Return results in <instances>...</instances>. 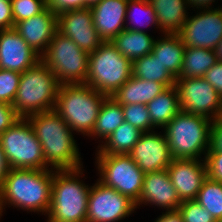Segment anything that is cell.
Listing matches in <instances>:
<instances>
[{"instance_id": "6da1fadb", "label": "cell", "mask_w": 222, "mask_h": 222, "mask_svg": "<svg viewBox=\"0 0 222 222\" xmlns=\"http://www.w3.org/2000/svg\"><path fill=\"white\" fill-rule=\"evenodd\" d=\"M53 170L10 168L0 185V216L7 205L47 216L51 206Z\"/></svg>"}, {"instance_id": "7a4b0ae2", "label": "cell", "mask_w": 222, "mask_h": 222, "mask_svg": "<svg viewBox=\"0 0 222 222\" xmlns=\"http://www.w3.org/2000/svg\"><path fill=\"white\" fill-rule=\"evenodd\" d=\"M41 143L46 165L54 170H75L83 167L74 133L54 111H45L27 117Z\"/></svg>"}, {"instance_id": "3957f363", "label": "cell", "mask_w": 222, "mask_h": 222, "mask_svg": "<svg viewBox=\"0 0 222 222\" xmlns=\"http://www.w3.org/2000/svg\"><path fill=\"white\" fill-rule=\"evenodd\" d=\"M84 175L83 167L75 170H53L47 222H86L91 186L84 183Z\"/></svg>"}, {"instance_id": "277c9868", "label": "cell", "mask_w": 222, "mask_h": 222, "mask_svg": "<svg viewBox=\"0 0 222 222\" xmlns=\"http://www.w3.org/2000/svg\"><path fill=\"white\" fill-rule=\"evenodd\" d=\"M106 97L87 84H62L59 86L54 111L74 133L89 138Z\"/></svg>"}, {"instance_id": "5b68a950", "label": "cell", "mask_w": 222, "mask_h": 222, "mask_svg": "<svg viewBox=\"0 0 222 222\" xmlns=\"http://www.w3.org/2000/svg\"><path fill=\"white\" fill-rule=\"evenodd\" d=\"M59 82L41 60L21 73L12 107L20 118L54 110Z\"/></svg>"}, {"instance_id": "8992f818", "label": "cell", "mask_w": 222, "mask_h": 222, "mask_svg": "<svg viewBox=\"0 0 222 222\" xmlns=\"http://www.w3.org/2000/svg\"><path fill=\"white\" fill-rule=\"evenodd\" d=\"M211 120L180 111L162 130L173 159H203L210 148ZM203 154V156H202Z\"/></svg>"}, {"instance_id": "52a82bcc", "label": "cell", "mask_w": 222, "mask_h": 222, "mask_svg": "<svg viewBox=\"0 0 222 222\" xmlns=\"http://www.w3.org/2000/svg\"><path fill=\"white\" fill-rule=\"evenodd\" d=\"M132 76V62L109 42L89 53L85 84L111 97Z\"/></svg>"}, {"instance_id": "ba28073f", "label": "cell", "mask_w": 222, "mask_h": 222, "mask_svg": "<svg viewBox=\"0 0 222 222\" xmlns=\"http://www.w3.org/2000/svg\"><path fill=\"white\" fill-rule=\"evenodd\" d=\"M89 53L58 31L40 60L55 74L60 85L85 84Z\"/></svg>"}, {"instance_id": "9c48e42d", "label": "cell", "mask_w": 222, "mask_h": 222, "mask_svg": "<svg viewBox=\"0 0 222 222\" xmlns=\"http://www.w3.org/2000/svg\"><path fill=\"white\" fill-rule=\"evenodd\" d=\"M0 147L10 168L50 169L45 163L41 143L27 118H20L0 134Z\"/></svg>"}, {"instance_id": "30bf717a", "label": "cell", "mask_w": 222, "mask_h": 222, "mask_svg": "<svg viewBox=\"0 0 222 222\" xmlns=\"http://www.w3.org/2000/svg\"><path fill=\"white\" fill-rule=\"evenodd\" d=\"M95 167L103 185L114 188L135 203L139 200L144 172L128 154H95Z\"/></svg>"}, {"instance_id": "8fae6325", "label": "cell", "mask_w": 222, "mask_h": 222, "mask_svg": "<svg viewBox=\"0 0 222 222\" xmlns=\"http://www.w3.org/2000/svg\"><path fill=\"white\" fill-rule=\"evenodd\" d=\"M175 87L181 111L211 121L222 117V96L205 78H177Z\"/></svg>"}, {"instance_id": "7c38bea8", "label": "cell", "mask_w": 222, "mask_h": 222, "mask_svg": "<svg viewBox=\"0 0 222 222\" xmlns=\"http://www.w3.org/2000/svg\"><path fill=\"white\" fill-rule=\"evenodd\" d=\"M137 210L135 202L98 180L91 185L86 222H122Z\"/></svg>"}, {"instance_id": "4fadbf2b", "label": "cell", "mask_w": 222, "mask_h": 222, "mask_svg": "<svg viewBox=\"0 0 222 222\" xmlns=\"http://www.w3.org/2000/svg\"><path fill=\"white\" fill-rule=\"evenodd\" d=\"M186 22L178 33L185 47L214 50L222 40V6L200 9Z\"/></svg>"}, {"instance_id": "5bb4252c", "label": "cell", "mask_w": 222, "mask_h": 222, "mask_svg": "<svg viewBox=\"0 0 222 222\" xmlns=\"http://www.w3.org/2000/svg\"><path fill=\"white\" fill-rule=\"evenodd\" d=\"M58 32L70 38L80 49L91 53L104 41L94 27L90 8L68 10L57 14Z\"/></svg>"}, {"instance_id": "9a60e30c", "label": "cell", "mask_w": 222, "mask_h": 222, "mask_svg": "<svg viewBox=\"0 0 222 222\" xmlns=\"http://www.w3.org/2000/svg\"><path fill=\"white\" fill-rule=\"evenodd\" d=\"M128 155L144 173L165 170L173 159L165 134L154 130L143 132Z\"/></svg>"}, {"instance_id": "2e32d148", "label": "cell", "mask_w": 222, "mask_h": 222, "mask_svg": "<svg viewBox=\"0 0 222 222\" xmlns=\"http://www.w3.org/2000/svg\"><path fill=\"white\" fill-rule=\"evenodd\" d=\"M167 171L181 201L195 200L208 178L206 162L201 159H172Z\"/></svg>"}, {"instance_id": "e0dca14e", "label": "cell", "mask_w": 222, "mask_h": 222, "mask_svg": "<svg viewBox=\"0 0 222 222\" xmlns=\"http://www.w3.org/2000/svg\"><path fill=\"white\" fill-rule=\"evenodd\" d=\"M176 189L172 185L167 169L144 174L142 190L136 208L154 205L163 211L177 210L181 205Z\"/></svg>"}, {"instance_id": "ac0fdd59", "label": "cell", "mask_w": 222, "mask_h": 222, "mask_svg": "<svg viewBox=\"0 0 222 222\" xmlns=\"http://www.w3.org/2000/svg\"><path fill=\"white\" fill-rule=\"evenodd\" d=\"M38 61L40 56L14 28L0 30V69L23 73Z\"/></svg>"}, {"instance_id": "d6986e66", "label": "cell", "mask_w": 222, "mask_h": 222, "mask_svg": "<svg viewBox=\"0 0 222 222\" xmlns=\"http://www.w3.org/2000/svg\"><path fill=\"white\" fill-rule=\"evenodd\" d=\"M14 29L41 56L58 31L57 14L47 7L43 12L17 22Z\"/></svg>"}, {"instance_id": "ffe728a7", "label": "cell", "mask_w": 222, "mask_h": 222, "mask_svg": "<svg viewBox=\"0 0 222 222\" xmlns=\"http://www.w3.org/2000/svg\"><path fill=\"white\" fill-rule=\"evenodd\" d=\"M127 3L128 0H102L90 8L94 27L104 42L126 29Z\"/></svg>"}, {"instance_id": "44dd1931", "label": "cell", "mask_w": 222, "mask_h": 222, "mask_svg": "<svg viewBox=\"0 0 222 222\" xmlns=\"http://www.w3.org/2000/svg\"><path fill=\"white\" fill-rule=\"evenodd\" d=\"M161 34H178L189 16L186 0H149Z\"/></svg>"}, {"instance_id": "7402d4cb", "label": "cell", "mask_w": 222, "mask_h": 222, "mask_svg": "<svg viewBox=\"0 0 222 222\" xmlns=\"http://www.w3.org/2000/svg\"><path fill=\"white\" fill-rule=\"evenodd\" d=\"M165 89L166 87L159 82L131 76L111 97L121 105H147Z\"/></svg>"}, {"instance_id": "603a6c76", "label": "cell", "mask_w": 222, "mask_h": 222, "mask_svg": "<svg viewBox=\"0 0 222 222\" xmlns=\"http://www.w3.org/2000/svg\"><path fill=\"white\" fill-rule=\"evenodd\" d=\"M185 49L178 34H162L155 39L151 53L158 57L168 72L177 79L181 73Z\"/></svg>"}, {"instance_id": "cb8c5ba5", "label": "cell", "mask_w": 222, "mask_h": 222, "mask_svg": "<svg viewBox=\"0 0 222 222\" xmlns=\"http://www.w3.org/2000/svg\"><path fill=\"white\" fill-rule=\"evenodd\" d=\"M150 35L147 32L124 29L111 40V43L123 56L133 62L152 52L155 38Z\"/></svg>"}, {"instance_id": "d4e9b609", "label": "cell", "mask_w": 222, "mask_h": 222, "mask_svg": "<svg viewBox=\"0 0 222 222\" xmlns=\"http://www.w3.org/2000/svg\"><path fill=\"white\" fill-rule=\"evenodd\" d=\"M147 108L152 125L163 129L181 111L175 85L163 90L147 104Z\"/></svg>"}, {"instance_id": "484cf974", "label": "cell", "mask_w": 222, "mask_h": 222, "mask_svg": "<svg viewBox=\"0 0 222 222\" xmlns=\"http://www.w3.org/2000/svg\"><path fill=\"white\" fill-rule=\"evenodd\" d=\"M124 114L122 105L113 97H106L103 101L94 129L89 136L91 139H99V145L107 139L123 122Z\"/></svg>"}, {"instance_id": "4316f807", "label": "cell", "mask_w": 222, "mask_h": 222, "mask_svg": "<svg viewBox=\"0 0 222 222\" xmlns=\"http://www.w3.org/2000/svg\"><path fill=\"white\" fill-rule=\"evenodd\" d=\"M142 133L140 129L124 121L107 139L97 146L96 154H129Z\"/></svg>"}, {"instance_id": "83f0119b", "label": "cell", "mask_w": 222, "mask_h": 222, "mask_svg": "<svg viewBox=\"0 0 222 222\" xmlns=\"http://www.w3.org/2000/svg\"><path fill=\"white\" fill-rule=\"evenodd\" d=\"M217 62L214 50L186 47L178 78L203 77Z\"/></svg>"}, {"instance_id": "f1b7e54d", "label": "cell", "mask_w": 222, "mask_h": 222, "mask_svg": "<svg viewBox=\"0 0 222 222\" xmlns=\"http://www.w3.org/2000/svg\"><path fill=\"white\" fill-rule=\"evenodd\" d=\"M132 76L147 81H156L166 88L174 86L176 79L152 53L132 62Z\"/></svg>"}, {"instance_id": "f546056e", "label": "cell", "mask_w": 222, "mask_h": 222, "mask_svg": "<svg viewBox=\"0 0 222 222\" xmlns=\"http://www.w3.org/2000/svg\"><path fill=\"white\" fill-rule=\"evenodd\" d=\"M125 21L126 29L132 31L147 32L144 29L148 26H155L154 28L160 31L154 8L149 0H128Z\"/></svg>"}, {"instance_id": "4dcf8cb0", "label": "cell", "mask_w": 222, "mask_h": 222, "mask_svg": "<svg viewBox=\"0 0 222 222\" xmlns=\"http://www.w3.org/2000/svg\"><path fill=\"white\" fill-rule=\"evenodd\" d=\"M217 222H222V182L207 178L195 199Z\"/></svg>"}, {"instance_id": "1f68e13d", "label": "cell", "mask_w": 222, "mask_h": 222, "mask_svg": "<svg viewBox=\"0 0 222 222\" xmlns=\"http://www.w3.org/2000/svg\"><path fill=\"white\" fill-rule=\"evenodd\" d=\"M124 120L142 132L153 131L156 128L152 125L147 105L131 104L122 105Z\"/></svg>"}, {"instance_id": "d6a6232c", "label": "cell", "mask_w": 222, "mask_h": 222, "mask_svg": "<svg viewBox=\"0 0 222 222\" xmlns=\"http://www.w3.org/2000/svg\"><path fill=\"white\" fill-rule=\"evenodd\" d=\"M14 24L31 18L47 8L46 0H11Z\"/></svg>"}, {"instance_id": "836d02e7", "label": "cell", "mask_w": 222, "mask_h": 222, "mask_svg": "<svg viewBox=\"0 0 222 222\" xmlns=\"http://www.w3.org/2000/svg\"><path fill=\"white\" fill-rule=\"evenodd\" d=\"M21 73L0 69V101L12 105L19 86Z\"/></svg>"}, {"instance_id": "e575fe53", "label": "cell", "mask_w": 222, "mask_h": 222, "mask_svg": "<svg viewBox=\"0 0 222 222\" xmlns=\"http://www.w3.org/2000/svg\"><path fill=\"white\" fill-rule=\"evenodd\" d=\"M178 210L184 222H217L214 217L195 200H184Z\"/></svg>"}, {"instance_id": "d590c367", "label": "cell", "mask_w": 222, "mask_h": 222, "mask_svg": "<svg viewBox=\"0 0 222 222\" xmlns=\"http://www.w3.org/2000/svg\"><path fill=\"white\" fill-rule=\"evenodd\" d=\"M205 162L208 178L222 182V151L208 150Z\"/></svg>"}, {"instance_id": "8d00e7d4", "label": "cell", "mask_w": 222, "mask_h": 222, "mask_svg": "<svg viewBox=\"0 0 222 222\" xmlns=\"http://www.w3.org/2000/svg\"><path fill=\"white\" fill-rule=\"evenodd\" d=\"M19 119L20 117L12 105L0 101V134L4 133Z\"/></svg>"}, {"instance_id": "74e56055", "label": "cell", "mask_w": 222, "mask_h": 222, "mask_svg": "<svg viewBox=\"0 0 222 222\" xmlns=\"http://www.w3.org/2000/svg\"><path fill=\"white\" fill-rule=\"evenodd\" d=\"M47 7L59 14L68 10L83 9L84 0H46Z\"/></svg>"}, {"instance_id": "f35d334b", "label": "cell", "mask_w": 222, "mask_h": 222, "mask_svg": "<svg viewBox=\"0 0 222 222\" xmlns=\"http://www.w3.org/2000/svg\"><path fill=\"white\" fill-rule=\"evenodd\" d=\"M209 150L222 151V117L211 122Z\"/></svg>"}, {"instance_id": "ab89813d", "label": "cell", "mask_w": 222, "mask_h": 222, "mask_svg": "<svg viewBox=\"0 0 222 222\" xmlns=\"http://www.w3.org/2000/svg\"><path fill=\"white\" fill-rule=\"evenodd\" d=\"M222 96V62H217L203 76Z\"/></svg>"}, {"instance_id": "60d3db41", "label": "cell", "mask_w": 222, "mask_h": 222, "mask_svg": "<svg viewBox=\"0 0 222 222\" xmlns=\"http://www.w3.org/2000/svg\"><path fill=\"white\" fill-rule=\"evenodd\" d=\"M11 1L0 0V30L14 28Z\"/></svg>"}, {"instance_id": "b9f144b4", "label": "cell", "mask_w": 222, "mask_h": 222, "mask_svg": "<svg viewBox=\"0 0 222 222\" xmlns=\"http://www.w3.org/2000/svg\"><path fill=\"white\" fill-rule=\"evenodd\" d=\"M153 222H184V221L180 211L177 209V210H169L162 212V214L158 216Z\"/></svg>"}, {"instance_id": "7bdbcfd3", "label": "cell", "mask_w": 222, "mask_h": 222, "mask_svg": "<svg viewBox=\"0 0 222 222\" xmlns=\"http://www.w3.org/2000/svg\"><path fill=\"white\" fill-rule=\"evenodd\" d=\"M216 0H186L188 4V9L192 7V10H200V9H212L214 8L212 4L215 3Z\"/></svg>"}, {"instance_id": "ee69618b", "label": "cell", "mask_w": 222, "mask_h": 222, "mask_svg": "<svg viewBox=\"0 0 222 222\" xmlns=\"http://www.w3.org/2000/svg\"><path fill=\"white\" fill-rule=\"evenodd\" d=\"M9 165L4 157V153L0 147V185L2 184L4 178L6 177L7 173L9 172Z\"/></svg>"}, {"instance_id": "f6af8a7d", "label": "cell", "mask_w": 222, "mask_h": 222, "mask_svg": "<svg viewBox=\"0 0 222 222\" xmlns=\"http://www.w3.org/2000/svg\"><path fill=\"white\" fill-rule=\"evenodd\" d=\"M216 58L218 62H222V40L217 44L214 49Z\"/></svg>"}, {"instance_id": "bcb514c9", "label": "cell", "mask_w": 222, "mask_h": 222, "mask_svg": "<svg viewBox=\"0 0 222 222\" xmlns=\"http://www.w3.org/2000/svg\"><path fill=\"white\" fill-rule=\"evenodd\" d=\"M100 1L102 0H84V6L86 8H91L92 6L96 5Z\"/></svg>"}]
</instances>
